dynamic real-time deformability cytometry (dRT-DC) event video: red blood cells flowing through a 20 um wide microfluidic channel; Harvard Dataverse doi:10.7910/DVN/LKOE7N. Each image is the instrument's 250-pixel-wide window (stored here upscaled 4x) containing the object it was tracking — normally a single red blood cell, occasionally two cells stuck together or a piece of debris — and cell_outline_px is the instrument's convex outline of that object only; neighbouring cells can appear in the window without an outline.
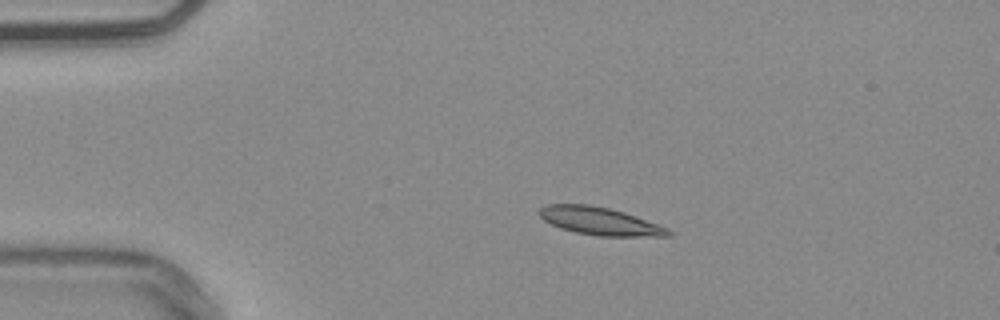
{"species": "common noctule bat (a hibernating species)", "species_latin": "Nyctalus noctula", "temperature_condition": "warm", "stored_images_in_passage": 44, "camera_frame_rate_fps": 3000, "um_per_image_px": 0.085, "animal": {"sex": "male", "body_mass_g": 20.4}, "frame": {"image": 1, "passage_image": 1, "time_ms": 0.0, "image_size_px": [1000, 320], "cell_outline_px": [[672, 236], [600, 236], [576, 232], [560, 228], [544, 220], [536, 212], [540, 208], [548, 204], [588, 204], [608, 208], [624, 212], [636, 216], [668, 228], [672, 232]], "centroid_in_image_um": [50.98, 18.79], "position_along_channel_um": 34.0, "area_um2": 20.81}}
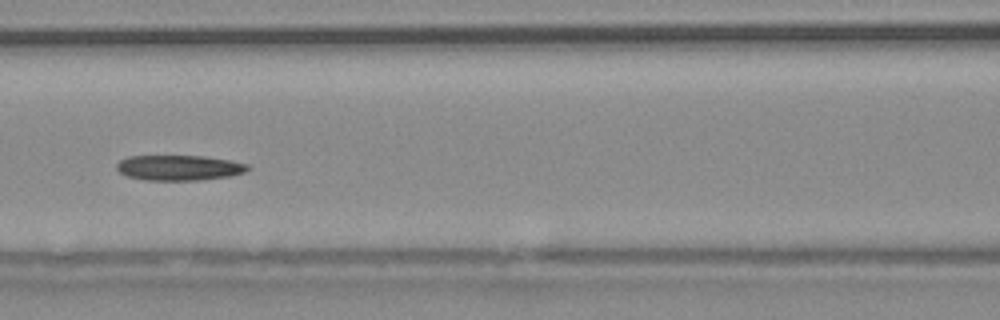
{"frame": {"image": 2, "passage_image": 14, "time_ms": 4.333, "image_size_px": [1000, 320], "cell_outline_px": [[248, 168], [244, 172], [228, 176], [200, 180], [144, 180], [128, 176], [120, 172], [116, 168], [116, 164], [120, 160], [128, 156], [204, 156], [228, 160], [248, 164]], "centroid_in_image_um": [15.18, 14.25], "position_along_channel_um": 151.4, "area_um2": 19.13}}
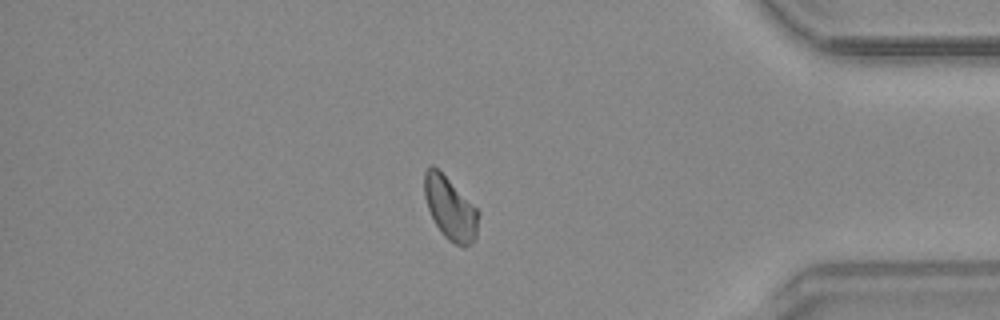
{"frame": {"image": 3, "passage_image": 36, "time_ms": 11.667, "image_size_px": [1000, 320], "cell_outline_px": [[480, 212], [476, 240], [472, 244], [464, 248], [448, 240], [444, 236], [436, 224], [428, 208], [424, 196], [424, 172], [432, 164]], "centroid_in_image_um": [38.29, 17.77], "position_along_channel_um": 396.9, "area_um2": 19.54}, "authors_computed_cell_mechanics": {"area_um2": 19.652, "velocity_mm_per_s": 3.7557, "shape_relaxation_time_tau1_ms": 7.1919, "shape_relaxation_time_tau2_ms": null, "deformation_change_tau1": 0.1205, "deformation_change_tau2": null}}